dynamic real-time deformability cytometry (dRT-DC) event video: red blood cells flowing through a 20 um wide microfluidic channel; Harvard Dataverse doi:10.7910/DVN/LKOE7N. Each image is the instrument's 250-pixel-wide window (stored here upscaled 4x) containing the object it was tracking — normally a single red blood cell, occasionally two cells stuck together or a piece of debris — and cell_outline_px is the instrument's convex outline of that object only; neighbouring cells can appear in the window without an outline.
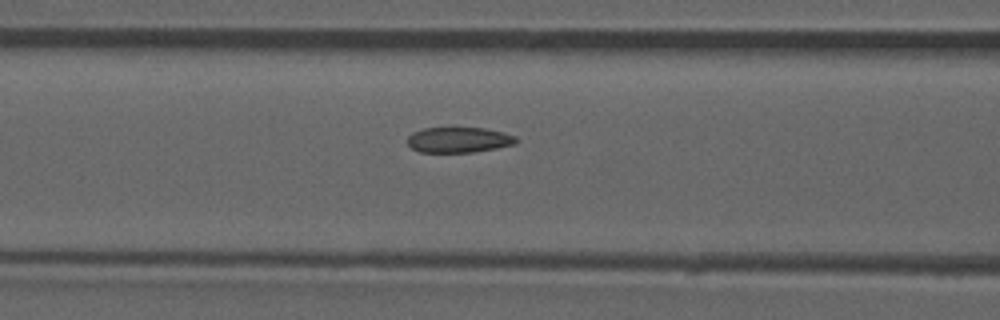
{"species": "common noctule bat (a hibernating species)", "species_latin": "Nyctalus noctula", "temperature_condition": "room temperature", "stored_images_in_passage": 28, "camera_frame_rate_fps": 3000, "um_per_image_px": 0.085, "animal": {"sex": "male", "forearm_length_mm": 52.5}, "frame": {"image": 1, "passage_image": 8, "time_ms": 2.333, "image_size_px": [1000, 320], "cell_outline_px": [[516, 144], [496, 148], [472, 152], [420, 152], [412, 148], [408, 144], [408, 136], [412, 132], [424, 128], [484, 128], [504, 132], [516, 136]], "centroid_in_image_um": [38.99, 11.88], "position_along_channel_um": 127.6, "area_um2": 16.07}, "authors_computed_cell_mechanics": {"area_um2": 16.7331, "velocity_mm_per_s": 3.9136, "shape_relaxation_time_tau1_ms": null, "shape_relaxation_time_tau2_ms": 1.9775, "deformation_change_tau1": null, "deformation_change_tau2": 0.0715}}